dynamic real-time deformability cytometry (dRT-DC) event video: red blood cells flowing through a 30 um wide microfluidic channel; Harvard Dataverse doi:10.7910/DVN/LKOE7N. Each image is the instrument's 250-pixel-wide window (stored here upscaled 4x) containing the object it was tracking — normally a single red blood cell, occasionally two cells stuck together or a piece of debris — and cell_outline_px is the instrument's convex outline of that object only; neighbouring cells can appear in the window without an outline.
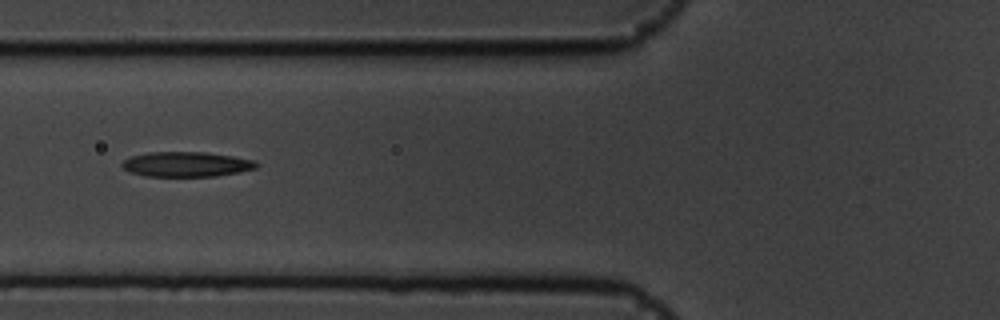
{"species": "common noctule bat (a hibernating species)", "species_latin": "Nyctalus noctula", "temperature_condition": "cold", "stored_images_in_passage": 40, "camera_frame_rate_fps": 3000, "um_per_image_px": 0.085, "animal": {"sex": "male", "body_mass_g": 19.5, "forearm_length_mm": 54.6}, "frame": {"image": 1, "passage_image": 6, "time_ms": 1.667, "image_size_px": [1000, 320], "cell_outline_px": [[260, 164], [256, 168], [240, 172], [216, 176], [144, 176], [128, 172], [120, 164], [124, 160], [132, 156], [148, 152], [208, 152], [256, 160]], "centroid_in_image_um": [15.86, 13.96], "position_along_channel_um": 109.9, "area_um2": 19.71}}
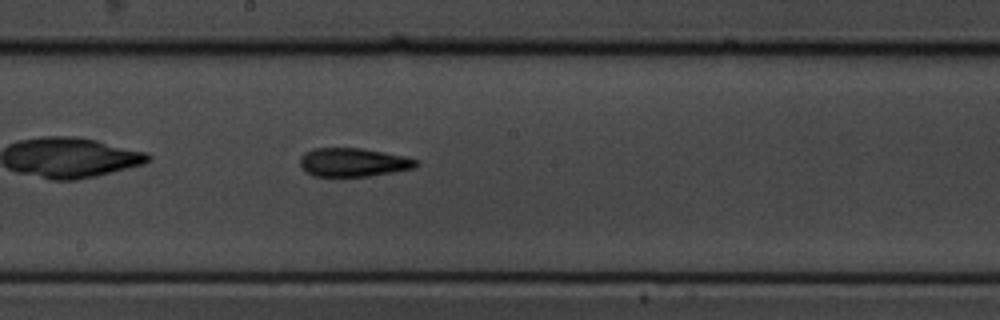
{"frame": {"image": 2, "passage_image": 15, "time_ms": 4.667, "image_size_px": [1000, 320], "cell_outline_px": [[420, 164], [416, 168], [368, 176], [312, 176], [300, 164], [300, 156], [304, 152], [312, 148], [364, 148], [404, 156], [420, 160]], "centroid_in_image_um": [30.06, 13.78], "position_along_channel_um": 218.1, "area_um2": 19.48}}
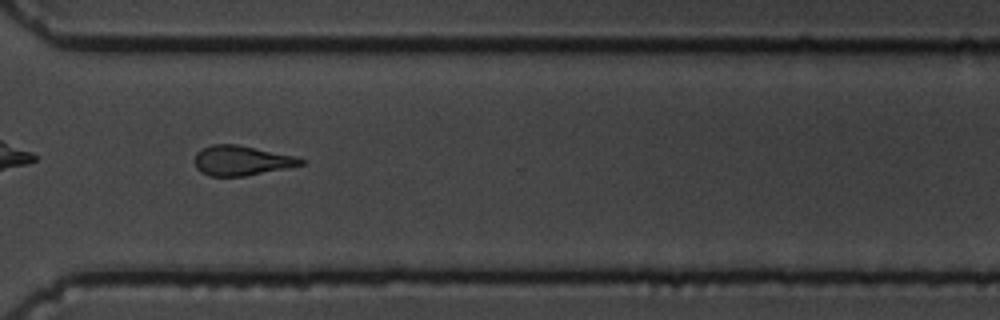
{"frame": {"image": 3, "passage_image": 26, "time_ms": 8.333, "image_size_px": [1000, 320], "cell_outline_px": [[308, 160], [304, 164], [288, 168], [244, 176], [208, 176], [200, 172], [196, 168], [196, 152], [212, 144], [236, 144], [296, 156]], "centroid_in_image_um": [20.57, 13.65], "position_along_channel_um": 350.0, "area_um2": 18.5}, "authors_computed_cell_mechanics": {"area_um2": 19.0162, "velocity_mm_per_s": 3.6006, "shape_relaxation_time_tau1_ms": 6.7995, "shape_relaxation_time_tau2_ms": 3.7866, "deformation_change_tau1": 0.2009, "deformation_change_tau2": 0.1416}}